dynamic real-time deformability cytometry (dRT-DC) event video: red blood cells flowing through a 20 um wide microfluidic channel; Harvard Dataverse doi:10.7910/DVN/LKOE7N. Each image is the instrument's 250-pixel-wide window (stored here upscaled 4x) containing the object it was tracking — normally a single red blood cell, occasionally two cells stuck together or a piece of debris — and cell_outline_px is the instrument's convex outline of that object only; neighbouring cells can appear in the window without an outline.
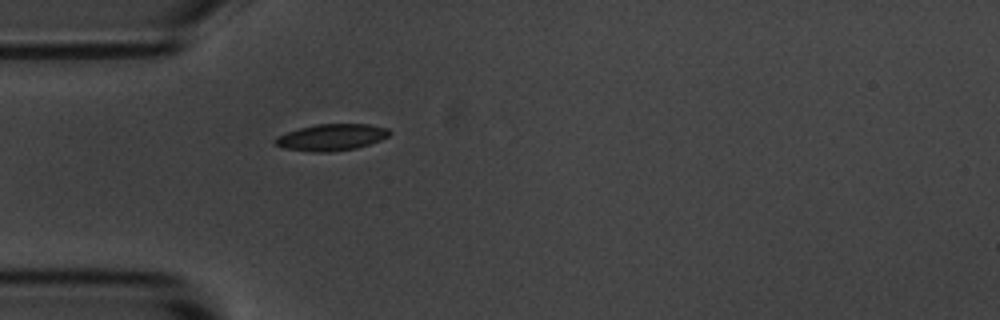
{"species": "common noctule bat (a hibernating species)", "species_latin": "Nyctalus noctula", "temperature_condition": "room temperature", "stored_images_in_passage": 4, "camera_frame_rate_fps": 3000, "um_per_image_px": 0.085, "animal": {"sex": "male", "body_mass_g": 20.1, "forearm_length_mm": 53.5}, "frame": {"image": 1, "passage_image": 4, "time_ms": 4.333, "image_size_px": [1000, 320], "cell_outline_px": [[392, 132], [388, 136], [380, 140], [356, 148], [332, 152], [312, 152], [284, 148], [276, 144], [272, 140], [276, 136], [300, 128], [316, 124], [368, 124], [388, 128]], "centroid_in_image_um": [28.17, 11.67], "position_along_channel_um": 56.8, "area_um2": 17.69}}